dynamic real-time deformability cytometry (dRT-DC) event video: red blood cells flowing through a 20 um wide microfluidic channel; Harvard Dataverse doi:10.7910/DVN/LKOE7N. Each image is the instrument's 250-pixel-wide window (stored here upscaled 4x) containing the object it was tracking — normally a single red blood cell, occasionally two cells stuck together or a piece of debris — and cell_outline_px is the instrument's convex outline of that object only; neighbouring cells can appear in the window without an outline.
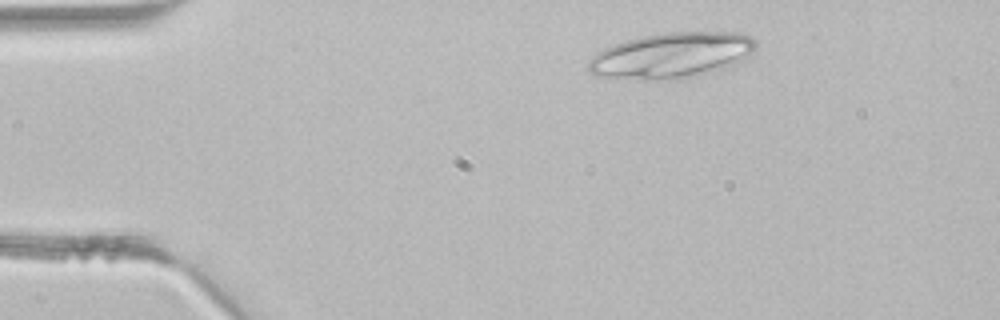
{"species": "common noctule bat (a hibernating species)", "species_latin": "Nyctalus noctula", "temperature_condition": "room temperature", "stored_images_in_passage": 39, "camera_frame_rate_fps": 3000, "um_per_image_px": 0.085, "animal": {"sex": "male", "body_mass_g": 21.5, "forearm_length_mm": 52.0}, "frame": {"image": 1, "passage_image": 4, "time_ms": 1.0, "image_size_px": [1000, 320], "cell_outline_px": [[756, 48], [748, 56], [732, 64], [720, 68], [676, 80], [640, 80], [596, 76], [588, 68], [588, 64], [592, 56], [596, 52], [604, 48], [628, 40], [644, 36], [664, 32], [740, 32], [756, 40]], "centroid_in_image_um": [57.05, 4.7], "position_along_channel_um": 27.9, "area_um2": 44.1}}
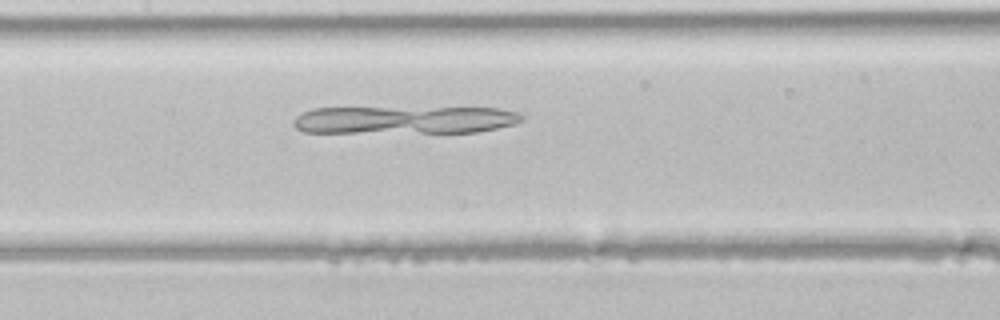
{"frame": {"image": 2, "passage_image": 17, "time_ms": 5.333, "image_size_px": [1000, 320], "cell_outline_px": [[524, 120], [512, 124], [496, 128], [476, 132], [304, 132], [296, 128], [292, 124], [292, 120], [296, 116], [312, 108], [496, 108], [516, 112], [524, 116]], "centroid_in_image_um": [34.36, 10.19], "position_along_channel_um": 173.0, "area_um2": 36.7}}
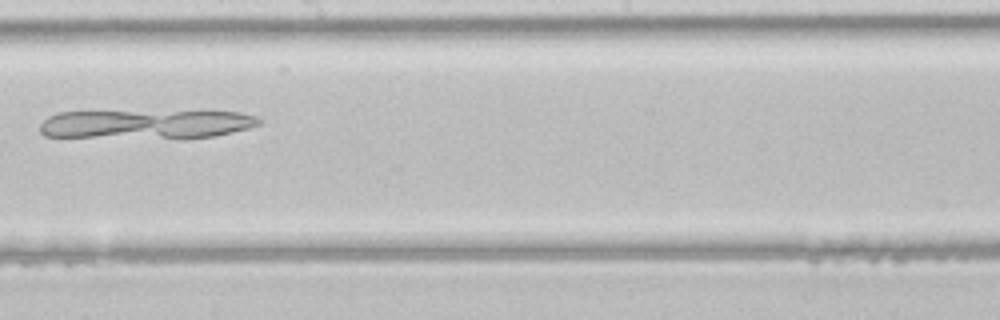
{"frame": {"image": 3, "passage_image": 21, "time_ms": 6.667, "image_size_px": [1000, 320], "cell_outline_px": [[260, 124], [248, 128], [212, 136], [184, 140], [176, 140], [44, 136], [40, 132], [40, 124], [48, 116], [56, 112], [200, 108], [204, 108], [240, 112], [256, 116], [260, 120]], "centroid_in_image_um": [12.5, 10.52], "position_along_channel_um": 235.7, "area_um2": 40.46}}